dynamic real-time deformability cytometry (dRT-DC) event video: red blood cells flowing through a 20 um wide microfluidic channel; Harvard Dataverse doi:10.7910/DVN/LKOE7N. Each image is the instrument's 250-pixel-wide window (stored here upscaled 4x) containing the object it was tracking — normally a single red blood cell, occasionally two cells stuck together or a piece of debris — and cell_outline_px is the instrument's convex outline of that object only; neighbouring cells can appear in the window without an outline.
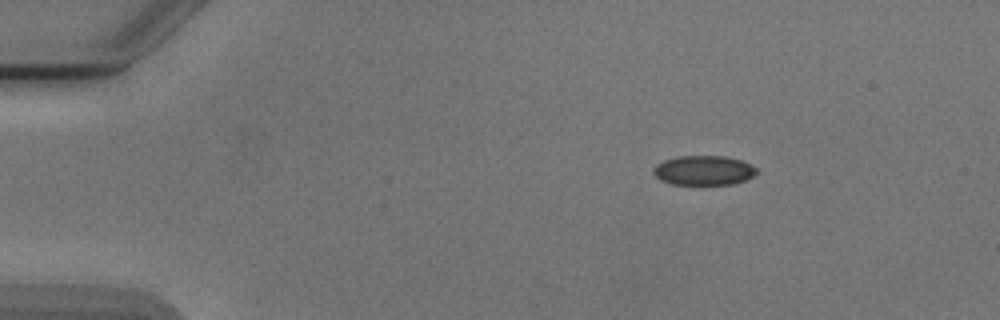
{"species": "Egyptian fruit bat (a non-hibernating species)", "species_latin": "Rousettus aegyptiacus", "temperature_condition": "cold", "stored_images_in_passage": 5, "camera_frame_rate_fps": 3000, "um_per_image_px": 0.085, "animal": {"sex": "male"}, "frame": {"image": 1, "passage_image": 3, "time_ms": 2.333, "image_size_px": [1000, 320], "cell_outline_px": [[756, 172], [752, 176], [744, 180], [732, 184], [672, 184], [660, 180], [652, 172], [652, 168], [656, 164], [664, 160], [680, 156], [724, 156], [740, 160], [756, 168]], "centroid_in_image_um": [59.75, 14.48], "position_along_channel_um": 25.2, "area_um2": 17.57}}
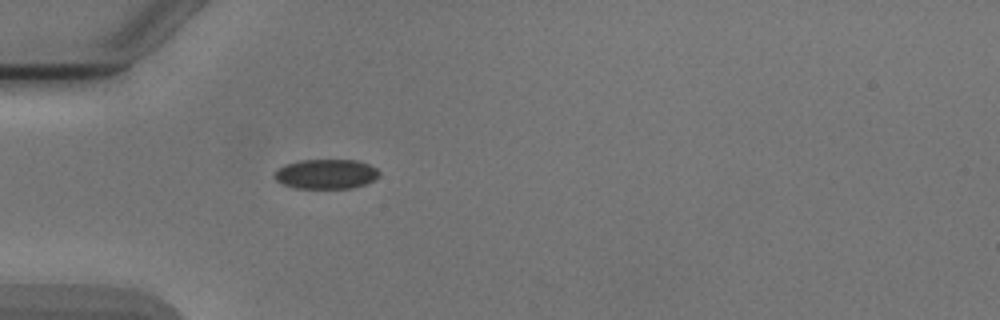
{"frame": {"image": 2, "passage_image": 5, "time_ms": 5.0, "image_size_px": [1000, 320], "cell_outline_px": [[380, 176], [364, 184], [352, 188], [296, 188], [284, 184], [276, 180], [276, 172], [284, 164], [300, 160], [356, 160], [368, 164], [376, 168], [380, 172]], "centroid_in_image_um": [27.75, 14.78], "position_along_channel_um": 57.3, "area_um2": 17.92}}